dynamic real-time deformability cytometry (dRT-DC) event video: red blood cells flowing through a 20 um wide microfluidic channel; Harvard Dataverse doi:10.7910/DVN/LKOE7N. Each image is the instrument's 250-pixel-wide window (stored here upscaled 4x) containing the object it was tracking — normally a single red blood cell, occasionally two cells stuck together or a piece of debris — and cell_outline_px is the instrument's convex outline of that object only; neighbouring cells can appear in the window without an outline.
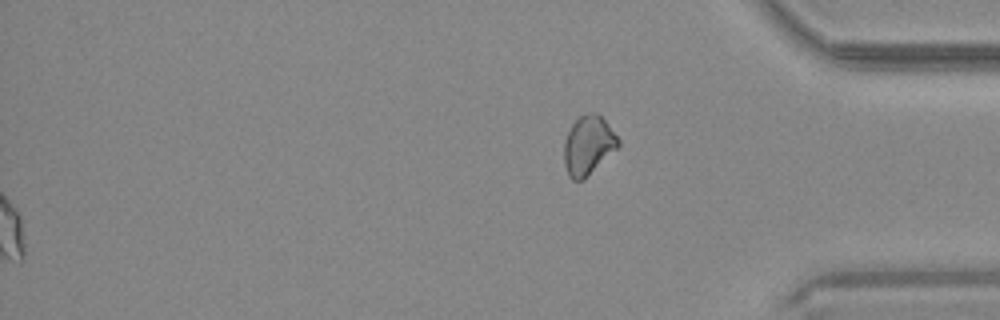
{"species": "common noctule bat (a hibernating species)", "species_latin": "Nyctalus noctula", "temperature_condition": "warm", "stored_images_in_passage": 46, "segment_of_instrument_passage": [2, 2], "camera_frame_rate_fps": 3000, "um_per_image_px": 0.085, "animal": {"sex": "male", "body_mass_g": 20.4}, "frame": {"image": 1, "passage_image": 46, "time_ms": 15.0, "image_size_px": [1000, 320], "cell_outline_px": [[620, 144], [584, 180], [572, 180], [568, 176], [564, 164], [564, 144], [568, 132], [572, 124], [580, 116], [588, 112], [596, 112], [608, 124], [620, 140]], "centroid_in_image_um": [49.98, 12.36], "position_along_channel_um": 385.2, "area_um2": 18.44}}